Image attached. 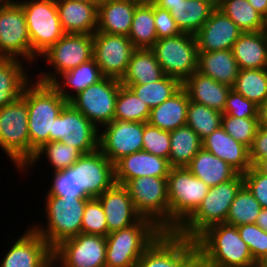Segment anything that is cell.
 Masks as SVG:
<instances>
[{
  "mask_svg": "<svg viewBox=\"0 0 267 267\" xmlns=\"http://www.w3.org/2000/svg\"><path fill=\"white\" fill-rule=\"evenodd\" d=\"M201 267H257L237 227L227 223L208 227L196 239Z\"/></svg>",
  "mask_w": 267,
  "mask_h": 267,
  "instance_id": "cell-1",
  "label": "cell"
},
{
  "mask_svg": "<svg viewBox=\"0 0 267 267\" xmlns=\"http://www.w3.org/2000/svg\"><path fill=\"white\" fill-rule=\"evenodd\" d=\"M33 81L25 86L22 93L28 108L30 160L37 149L49 142L54 120L68 103L51 84Z\"/></svg>",
  "mask_w": 267,
  "mask_h": 267,
  "instance_id": "cell-2",
  "label": "cell"
},
{
  "mask_svg": "<svg viewBox=\"0 0 267 267\" xmlns=\"http://www.w3.org/2000/svg\"><path fill=\"white\" fill-rule=\"evenodd\" d=\"M243 185V174H238L230 181L210 187L196 211L175 232L195 240L208 227L225 223L231 203Z\"/></svg>",
  "mask_w": 267,
  "mask_h": 267,
  "instance_id": "cell-3",
  "label": "cell"
},
{
  "mask_svg": "<svg viewBox=\"0 0 267 267\" xmlns=\"http://www.w3.org/2000/svg\"><path fill=\"white\" fill-rule=\"evenodd\" d=\"M45 197L44 212L47 216V225L33 224L31 228L53 249L62 241L81 233L84 208L89 198H67L55 195H45Z\"/></svg>",
  "mask_w": 267,
  "mask_h": 267,
  "instance_id": "cell-4",
  "label": "cell"
},
{
  "mask_svg": "<svg viewBox=\"0 0 267 267\" xmlns=\"http://www.w3.org/2000/svg\"><path fill=\"white\" fill-rule=\"evenodd\" d=\"M163 231L152 221L137 223L106 236L105 267H136L144 251Z\"/></svg>",
  "mask_w": 267,
  "mask_h": 267,
  "instance_id": "cell-5",
  "label": "cell"
},
{
  "mask_svg": "<svg viewBox=\"0 0 267 267\" xmlns=\"http://www.w3.org/2000/svg\"><path fill=\"white\" fill-rule=\"evenodd\" d=\"M169 232H175L198 208L209 186L187 167L171 168L167 177Z\"/></svg>",
  "mask_w": 267,
  "mask_h": 267,
  "instance_id": "cell-6",
  "label": "cell"
},
{
  "mask_svg": "<svg viewBox=\"0 0 267 267\" xmlns=\"http://www.w3.org/2000/svg\"><path fill=\"white\" fill-rule=\"evenodd\" d=\"M0 148L19 172L30 161L28 108L22 96L0 108Z\"/></svg>",
  "mask_w": 267,
  "mask_h": 267,
  "instance_id": "cell-7",
  "label": "cell"
},
{
  "mask_svg": "<svg viewBox=\"0 0 267 267\" xmlns=\"http://www.w3.org/2000/svg\"><path fill=\"white\" fill-rule=\"evenodd\" d=\"M17 2L24 10L31 40V62H34L65 34L58 17L56 0Z\"/></svg>",
  "mask_w": 267,
  "mask_h": 267,
  "instance_id": "cell-8",
  "label": "cell"
},
{
  "mask_svg": "<svg viewBox=\"0 0 267 267\" xmlns=\"http://www.w3.org/2000/svg\"><path fill=\"white\" fill-rule=\"evenodd\" d=\"M124 187L137 213L152 221L163 232H169L167 177H138L128 181Z\"/></svg>",
  "mask_w": 267,
  "mask_h": 267,
  "instance_id": "cell-9",
  "label": "cell"
},
{
  "mask_svg": "<svg viewBox=\"0 0 267 267\" xmlns=\"http://www.w3.org/2000/svg\"><path fill=\"white\" fill-rule=\"evenodd\" d=\"M199 250L195 240L176 232H162L144 251L136 267H198Z\"/></svg>",
  "mask_w": 267,
  "mask_h": 267,
  "instance_id": "cell-10",
  "label": "cell"
},
{
  "mask_svg": "<svg viewBox=\"0 0 267 267\" xmlns=\"http://www.w3.org/2000/svg\"><path fill=\"white\" fill-rule=\"evenodd\" d=\"M151 49L167 76L183 83L197 71L198 47L195 35L191 33L182 32L177 36L159 39Z\"/></svg>",
  "mask_w": 267,
  "mask_h": 267,
  "instance_id": "cell-11",
  "label": "cell"
},
{
  "mask_svg": "<svg viewBox=\"0 0 267 267\" xmlns=\"http://www.w3.org/2000/svg\"><path fill=\"white\" fill-rule=\"evenodd\" d=\"M41 56L55 70L40 72L37 81L51 84L60 74L93 59V35L65 33Z\"/></svg>",
  "mask_w": 267,
  "mask_h": 267,
  "instance_id": "cell-12",
  "label": "cell"
},
{
  "mask_svg": "<svg viewBox=\"0 0 267 267\" xmlns=\"http://www.w3.org/2000/svg\"><path fill=\"white\" fill-rule=\"evenodd\" d=\"M120 86V80L103 77L75 95L69 103L97 128L103 127L114 120Z\"/></svg>",
  "mask_w": 267,
  "mask_h": 267,
  "instance_id": "cell-13",
  "label": "cell"
},
{
  "mask_svg": "<svg viewBox=\"0 0 267 267\" xmlns=\"http://www.w3.org/2000/svg\"><path fill=\"white\" fill-rule=\"evenodd\" d=\"M53 267H105L106 237L80 233L52 249Z\"/></svg>",
  "mask_w": 267,
  "mask_h": 267,
  "instance_id": "cell-14",
  "label": "cell"
},
{
  "mask_svg": "<svg viewBox=\"0 0 267 267\" xmlns=\"http://www.w3.org/2000/svg\"><path fill=\"white\" fill-rule=\"evenodd\" d=\"M99 131L100 128L68 102L54 120L49 142L61 141L87 154L99 149Z\"/></svg>",
  "mask_w": 267,
  "mask_h": 267,
  "instance_id": "cell-15",
  "label": "cell"
},
{
  "mask_svg": "<svg viewBox=\"0 0 267 267\" xmlns=\"http://www.w3.org/2000/svg\"><path fill=\"white\" fill-rule=\"evenodd\" d=\"M0 58L31 62V40L23 7L14 0L0 7Z\"/></svg>",
  "mask_w": 267,
  "mask_h": 267,
  "instance_id": "cell-16",
  "label": "cell"
},
{
  "mask_svg": "<svg viewBox=\"0 0 267 267\" xmlns=\"http://www.w3.org/2000/svg\"><path fill=\"white\" fill-rule=\"evenodd\" d=\"M135 49L128 36L93 34V59L104 77L121 80Z\"/></svg>",
  "mask_w": 267,
  "mask_h": 267,
  "instance_id": "cell-17",
  "label": "cell"
},
{
  "mask_svg": "<svg viewBox=\"0 0 267 267\" xmlns=\"http://www.w3.org/2000/svg\"><path fill=\"white\" fill-rule=\"evenodd\" d=\"M76 188L88 198H96L115 184L114 164L100 149L83 154L75 164Z\"/></svg>",
  "mask_w": 267,
  "mask_h": 267,
  "instance_id": "cell-18",
  "label": "cell"
},
{
  "mask_svg": "<svg viewBox=\"0 0 267 267\" xmlns=\"http://www.w3.org/2000/svg\"><path fill=\"white\" fill-rule=\"evenodd\" d=\"M99 132V149L115 165L143 147L144 123L113 120Z\"/></svg>",
  "mask_w": 267,
  "mask_h": 267,
  "instance_id": "cell-19",
  "label": "cell"
},
{
  "mask_svg": "<svg viewBox=\"0 0 267 267\" xmlns=\"http://www.w3.org/2000/svg\"><path fill=\"white\" fill-rule=\"evenodd\" d=\"M11 246L0 267H53L52 248L31 227Z\"/></svg>",
  "mask_w": 267,
  "mask_h": 267,
  "instance_id": "cell-20",
  "label": "cell"
},
{
  "mask_svg": "<svg viewBox=\"0 0 267 267\" xmlns=\"http://www.w3.org/2000/svg\"><path fill=\"white\" fill-rule=\"evenodd\" d=\"M242 33L222 10L215 8L195 34L198 52L232 50L233 44Z\"/></svg>",
  "mask_w": 267,
  "mask_h": 267,
  "instance_id": "cell-21",
  "label": "cell"
},
{
  "mask_svg": "<svg viewBox=\"0 0 267 267\" xmlns=\"http://www.w3.org/2000/svg\"><path fill=\"white\" fill-rule=\"evenodd\" d=\"M97 198L104 210L109 233L127 228L142 218L123 185L115 183Z\"/></svg>",
  "mask_w": 267,
  "mask_h": 267,
  "instance_id": "cell-22",
  "label": "cell"
},
{
  "mask_svg": "<svg viewBox=\"0 0 267 267\" xmlns=\"http://www.w3.org/2000/svg\"><path fill=\"white\" fill-rule=\"evenodd\" d=\"M170 169L167 159L144 150L137 151L123 157L114 165L115 183L124 186L138 177H168Z\"/></svg>",
  "mask_w": 267,
  "mask_h": 267,
  "instance_id": "cell-23",
  "label": "cell"
},
{
  "mask_svg": "<svg viewBox=\"0 0 267 267\" xmlns=\"http://www.w3.org/2000/svg\"><path fill=\"white\" fill-rule=\"evenodd\" d=\"M58 17L65 33L93 35L97 30L98 6L76 0H56Z\"/></svg>",
  "mask_w": 267,
  "mask_h": 267,
  "instance_id": "cell-24",
  "label": "cell"
},
{
  "mask_svg": "<svg viewBox=\"0 0 267 267\" xmlns=\"http://www.w3.org/2000/svg\"><path fill=\"white\" fill-rule=\"evenodd\" d=\"M156 6L167 9L181 32L195 35L215 7L204 0H159Z\"/></svg>",
  "mask_w": 267,
  "mask_h": 267,
  "instance_id": "cell-25",
  "label": "cell"
},
{
  "mask_svg": "<svg viewBox=\"0 0 267 267\" xmlns=\"http://www.w3.org/2000/svg\"><path fill=\"white\" fill-rule=\"evenodd\" d=\"M202 147L222 159L239 174L252 166L250 150L237 142L221 126L202 141Z\"/></svg>",
  "mask_w": 267,
  "mask_h": 267,
  "instance_id": "cell-26",
  "label": "cell"
},
{
  "mask_svg": "<svg viewBox=\"0 0 267 267\" xmlns=\"http://www.w3.org/2000/svg\"><path fill=\"white\" fill-rule=\"evenodd\" d=\"M189 100L203 104L223 114L227 96L232 89L223 83L205 76L198 71L193 72L183 83Z\"/></svg>",
  "mask_w": 267,
  "mask_h": 267,
  "instance_id": "cell-27",
  "label": "cell"
},
{
  "mask_svg": "<svg viewBox=\"0 0 267 267\" xmlns=\"http://www.w3.org/2000/svg\"><path fill=\"white\" fill-rule=\"evenodd\" d=\"M136 6L133 0H103L98 5L96 31L128 36Z\"/></svg>",
  "mask_w": 267,
  "mask_h": 267,
  "instance_id": "cell-28",
  "label": "cell"
},
{
  "mask_svg": "<svg viewBox=\"0 0 267 267\" xmlns=\"http://www.w3.org/2000/svg\"><path fill=\"white\" fill-rule=\"evenodd\" d=\"M241 69H264L267 63V30L243 32L232 47Z\"/></svg>",
  "mask_w": 267,
  "mask_h": 267,
  "instance_id": "cell-29",
  "label": "cell"
},
{
  "mask_svg": "<svg viewBox=\"0 0 267 267\" xmlns=\"http://www.w3.org/2000/svg\"><path fill=\"white\" fill-rule=\"evenodd\" d=\"M197 71L219 83L233 86L240 68L232 50L198 52Z\"/></svg>",
  "mask_w": 267,
  "mask_h": 267,
  "instance_id": "cell-30",
  "label": "cell"
},
{
  "mask_svg": "<svg viewBox=\"0 0 267 267\" xmlns=\"http://www.w3.org/2000/svg\"><path fill=\"white\" fill-rule=\"evenodd\" d=\"M187 168L209 187L230 181L239 174L229 164L203 147L193 157Z\"/></svg>",
  "mask_w": 267,
  "mask_h": 267,
  "instance_id": "cell-31",
  "label": "cell"
},
{
  "mask_svg": "<svg viewBox=\"0 0 267 267\" xmlns=\"http://www.w3.org/2000/svg\"><path fill=\"white\" fill-rule=\"evenodd\" d=\"M189 101L187 91L182 87L172 97L151 109L148 123L169 132L186 125Z\"/></svg>",
  "mask_w": 267,
  "mask_h": 267,
  "instance_id": "cell-32",
  "label": "cell"
},
{
  "mask_svg": "<svg viewBox=\"0 0 267 267\" xmlns=\"http://www.w3.org/2000/svg\"><path fill=\"white\" fill-rule=\"evenodd\" d=\"M22 62L18 58H0V108L20 98L31 81Z\"/></svg>",
  "mask_w": 267,
  "mask_h": 267,
  "instance_id": "cell-33",
  "label": "cell"
},
{
  "mask_svg": "<svg viewBox=\"0 0 267 267\" xmlns=\"http://www.w3.org/2000/svg\"><path fill=\"white\" fill-rule=\"evenodd\" d=\"M103 77L95 60L91 59L70 71L60 74L51 85L69 102L75 95L85 90L88 86L97 83ZM67 88H71L74 93L69 92Z\"/></svg>",
  "mask_w": 267,
  "mask_h": 267,
  "instance_id": "cell-34",
  "label": "cell"
},
{
  "mask_svg": "<svg viewBox=\"0 0 267 267\" xmlns=\"http://www.w3.org/2000/svg\"><path fill=\"white\" fill-rule=\"evenodd\" d=\"M164 75L152 49H135L120 82L122 86L147 84L160 80Z\"/></svg>",
  "mask_w": 267,
  "mask_h": 267,
  "instance_id": "cell-35",
  "label": "cell"
},
{
  "mask_svg": "<svg viewBox=\"0 0 267 267\" xmlns=\"http://www.w3.org/2000/svg\"><path fill=\"white\" fill-rule=\"evenodd\" d=\"M201 148L202 140L187 124L170 131V167H187Z\"/></svg>",
  "mask_w": 267,
  "mask_h": 267,
  "instance_id": "cell-36",
  "label": "cell"
},
{
  "mask_svg": "<svg viewBox=\"0 0 267 267\" xmlns=\"http://www.w3.org/2000/svg\"><path fill=\"white\" fill-rule=\"evenodd\" d=\"M242 32L267 30L266 19L247 0H222L219 6Z\"/></svg>",
  "mask_w": 267,
  "mask_h": 267,
  "instance_id": "cell-37",
  "label": "cell"
},
{
  "mask_svg": "<svg viewBox=\"0 0 267 267\" xmlns=\"http://www.w3.org/2000/svg\"><path fill=\"white\" fill-rule=\"evenodd\" d=\"M42 155H45L50 165H52L51 167L54 170L52 172H57L71 167L83 154L72 145H66L61 141L48 142L35 151L34 156L20 171L31 169L37 161L42 159L40 158Z\"/></svg>",
  "mask_w": 267,
  "mask_h": 267,
  "instance_id": "cell-38",
  "label": "cell"
},
{
  "mask_svg": "<svg viewBox=\"0 0 267 267\" xmlns=\"http://www.w3.org/2000/svg\"><path fill=\"white\" fill-rule=\"evenodd\" d=\"M128 87L150 109L162 104L182 88L177 78L164 75L160 80L147 84H128Z\"/></svg>",
  "mask_w": 267,
  "mask_h": 267,
  "instance_id": "cell-39",
  "label": "cell"
},
{
  "mask_svg": "<svg viewBox=\"0 0 267 267\" xmlns=\"http://www.w3.org/2000/svg\"><path fill=\"white\" fill-rule=\"evenodd\" d=\"M128 38L136 49H151L158 40L154 24V5H137Z\"/></svg>",
  "mask_w": 267,
  "mask_h": 267,
  "instance_id": "cell-40",
  "label": "cell"
},
{
  "mask_svg": "<svg viewBox=\"0 0 267 267\" xmlns=\"http://www.w3.org/2000/svg\"><path fill=\"white\" fill-rule=\"evenodd\" d=\"M232 89L260 105L267 99V72L264 69H241Z\"/></svg>",
  "mask_w": 267,
  "mask_h": 267,
  "instance_id": "cell-41",
  "label": "cell"
},
{
  "mask_svg": "<svg viewBox=\"0 0 267 267\" xmlns=\"http://www.w3.org/2000/svg\"><path fill=\"white\" fill-rule=\"evenodd\" d=\"M151 109L128 87L120 86L116 99L114 120L147 123Z\"/></svg>",
  "mask_w": 267,
  "mask_h": 267,
  "instance_id": "cell-42",
  "label": "cell"
},
{
  "mask_svg": "<svg viewBox=\"0 0 267 267\" xmlns=\"http://www.w3.org/2000/svg\"><path fill=\"white\" fill-rule=\"evenodd\" d=\"M261 209L260 203L243 185L231 203L225 223L236 227L255 223Z\"/></svg>",
  "mask_w": 267,
  "mask_h": 267,
  "instance_id": "cell-43",
  "label": "cell"
},
{
  "mask_svg": "<svg viewBox=\"0 0 267 267\" xmlns=\"http://www.w3.org/2000/svg\"><path fill=\"white\" fill-rule=\"evenodd\" d=\"M221 117V112L189 101L186 124L199 135L202 141L221 126Z\"/></svg>",
  "mask_w": 267,
  "mask_h": 267,
  "instance_id": "cell-44",
  "label": "cell"
},
{
  "mask_svg": "<svg viewBox=\"0 0 267 267\" xmlns=\"http://www.w3.org/2000/svg\"><path fill=\"white\" fill-rule=\"evenodd\" d=\"M221 127L237 142L251 148L259 128L258 118H238L222 114Z\"/></svg>",
  "mask_w": 267,
  "mask_h": 267,
  "instance_id": "cell-45",
  "label": "cell"
},
{
  "mask_svg": "<svg viewBox=\"0 0 267 267\" xmlns=\"http://www.w3.org/2000/svg\"><path fill=\"white\" fill-rule=\"evenodd\" d=\"M81 233L104 237L109 234L106 216L97 197L89 198L86 201L81 224Z\"/></svg>",
  "mask_w": 267,
  "mask_h": 267,
  "instance_id": "cell-46",
  "label": "cell"
},
{
  "mask_svg": "<svg viewBox=\"0 0 267 267\" xmlns=\"http://www.w3.org/2000/svg\"><path fill=\"white\" fill-rule=\"evenodd\" d=\"M241 239L248 245L253 259L259 263L267 260V231L255 223L237 226Z\"/></svg>",
  "mask_w": 267,
  "mask_h": 267,
  "instance_id": "cell-47",
  "label": "cell"
},
{
  "mask_svg": "<svg viewBox=\"0 0 267 267\" xmlns=\"http://www.w3.org/2000/svg\"><path fill=\"white\" fill-rule=\"evenodd\" d=\"M142 150L169 160L170 132L144 123Z\"/></svg>",
  "mask_w": 267,
  "mask_h": 267,
  "instance_id": "cell-48",
  "label": "cell"
},
{
  "mask_svg": "<svg viewBox=\"0 0 267 267\" xmlns=\"http://www.w3.org/2000/svg\"><path fill=\"white\" fill-rule=\"evenodd\" d=\"M52 184L46 195H55L58 197H87L82 189L76 188L75 168L73 166L63 170L53 172Z\"/></svg>",
  "mask_w": 267,
  "mask_h": 267,
  "instance_id": "cell-49",
  "label": "cell"
},
{
  "mask_svg": "<svg viewBox=\"0 0 267 267\" xmlns=\"http://www.w3.org/2000/svg\"><path fill=\"white\" fill-rule=\"evenodd\" d=\"M223 114L238 118H258V105L231 89Z\"/></svg>",
  "mask_w": 267,
  "mask_h": 267,
  "instance_id": "cell-50",
  "label": "cell"
},
{
  "mask_svg": "<svg viewBox=\"0 0 267 267\" xmlns=\"http://www.w3.org/2000/svg\"><path fill=\"white\" fill-rule=\"evenodd\" d=\"M244 185L260 203L267 208V176L260 173L253 165L243 174Z\"/></svg>",
  "mask_w": 267,
  "mask_h": 267,
  "instance_id": "cell-51",
  "label": "cell"
},
{
  "mask_svg": "<svg viewBox=\"0 0 267 267\" xmlns=\"http://www.w3.org/2000/svg\"><path fill=\"white\" fill-rule=\"evenodd\" d=\"M154 24L158 40L177 36L182 33L170 12L156 5H154Z\"/></svg>",
  "mask_w": 267,
  "mask_h": 267,
  "instance_id": "cell-52",
  "label": "cell"
},
{
  "mask_svg": "<svg viewBox=\"0 0 267 267\" xmlns=\"http://www.w3.org/2000/svg\"><path fill=\"white\" fill-rule=\"evenodd\" d=\"M250 150V160L254 165L259 159L267 157V129L258 128Z\"/></svg>",
  "mask_w": 267,
  "mask_h": 267,
  "instance_id": "cell-53",
  "label": "cell"
},
{
  "mask_svg": "<svg viewBox=\"0 0 267 267\" xmlns=\"http://www.w3.org/2000/svg\"><path fill=\"white\" fill-rule=\"evenodd\" d=\"M259 127L267 129V99L258 106Z\"/></svg>",
  "mask_w": 267,
  "mask_h": 267,
  "instance_id": "cell-54",
  "label": "cell"
},
{
  "mask_svg": "<svg viewBox=\"0 0 267 267\" xmlns=\"http://www.w3.org/2000/svg\"><path fill=\"white\" fill-rule=\"evenodd\" d=\"M267 21V0H247Z\"/></svg>",
  "mask_w": 267,
  "mask_h": 267,
  "instance_id": "cell-55",
  "label": "cell"
},
{
  "mask_svg": "<svg viewBox=\"0 0 267 267\" xmlns=\"http://www.w3.org/2000/svg\"><path fill=\"white\" fill-rule=\"evenodd\" d=\"M263 230L267 231V208H262L255 222Z\"/></svg>",
  "mask_w": 267,
  "mask_h": 267,
  "instance_id": "cell-56",
  "label": "cell"
},
{
  "mask_svg": "<svg viewBox=\"0 0 267 267\" xmlns=\"http://www.w3.org/2000/svg\"><path fill=\"white\" fill-rule=\"evenodd\" d=\"M260 173L267 176V157L259 159L254 165H253Z\"/></svg>",
  "mask_w": 267,
  "mask_h": 267,
  "instance_id": "cell-57",
  "label": "cell"
},
{
  "mask_svg": "<svg viewBox=\"0 0 267 267\" xmlns=\"http://www.w3.org/2000/svg\"><path fill=\"white\" fill-rule=\"evenodd\" d=\"M137 5H156L159 0H133Z\"/></svg>",
  "mask_w": 267,
  "mask_h": 267,
  "instance_id": "cell-58",
  "label": "cell"
},
{
  "mask_svg": "<svg viewBox=\"0 0 267 267\" xmlns=\"http://www.w3.org/2000/svg\"><path fill=\"white\" fill-rule=\"evenodd\" d=\"M212 4L215 8H219L222 0H204Z\"/></svg>",
  "mask_w": 267,
  "mask_h": 267,
  "instance_id": "cell-59",
  "label": "cell"
},
{
  "mask_svg": "<svg viewBox=\"0 0 267 267\" xmlns=\"http://www.w3.org/2000/svg\"><path fill=\"white\" fill-rule=\"evenodd\" d=\"M76 1L89 2L92 4H96L98 6L103 0H76Z\"/></svg>",
  "mask_w": 267,
  "mask_h": 267,
  "instance_id": "cell-60",
  "label": "cell"
},
{
  "mask_svg": "<svg viewBox=\"0 0 267 267\" xmlns=\"http://www.w3.org/2000/svg\"><path fill=\"white\" fill-rule=\"evenodd\" d=\"M12 2L14 1L13 0H0V7L11 4Z\"/></svg>",
  "mask_w": 267,
  "mask_h": 267,
  "instance_id": "cell-61",
  "label": "cell"
},
{
  "mask_svg": "<svg viewBox=\"0 0 267 267\" xmlns=\"http://www.w3.org/2000/svg\"><path fill=\"white\" fill-rule=\"evenodd\" d=\"M257 267H267V260L262 261V262H259V263L257 264Z\"/></svg>",
  "mask_w": 267,
  "mask_h": 267,
  "instance_id": "cell-62",
  "label": "cell"
}]
</instances>
